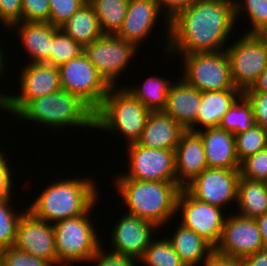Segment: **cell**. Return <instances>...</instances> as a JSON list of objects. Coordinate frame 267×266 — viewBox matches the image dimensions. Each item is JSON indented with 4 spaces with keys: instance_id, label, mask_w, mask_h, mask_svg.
<instances>
[{
    "instance_id": "cell-14",
    "label": "cell",
    "mask_w": 267,
    "mask_h": 266,
    "mask_svg": "<svg viewBox=\"0 0 267 266\" xmlns=\"http://www.w3.org/2000/svg\"><path fill=\"white\" fill-rule=\"evenodd\" d=\"M239 169L207 167L184 188L196 199L223 209L226 204L236 201Z\"/></svg>"
},
{
    "instance_id": "cell-50",
    "label": "cell",
    "mask_w": 267,
    "mask_h": 266,
    "mask_svg": "<svg viewBox=\"0 0 267 266\" xmlns=\"http://www.w3.org/2000/svg\"><path fill=\"white\" fill-rule=\"evenodd\" d=\"M2 54H4V52H3L2 48L0 47V75L2 74V72L4 73V70H6V69H4L5 66H7L5 62H6V60H9V59L5 58L4 55H2ZM0 101H1V95H0Z\"/></svg>"
},
{
    "instance_id": "cell-9",
    "label": "cell",
    "mask_w": 267,
    "mask_h": 266,
    "mask_svg": "<svg viewBox=\"0 0 267 266\" xmlns=\"http://www.w3.org/2000/svg\"><path fill=\"white\" fill-rule=\"evenodd\" d=\"M127 147L129 173L117 179L177 183L175 150L148 148L137 142Z\"/></svg>"
},
{
    "instance_id": "cell-41",
    "label": "cell",
    "mask_w": 267,
    "mask_h": 266,
    "mask_svg": "<svg viewBox=\"0 0 267 266\" xmlns=\"http://www.w3.org/2000/svg\"><path fill=\"white\" fill-rule=\"evenodd\" d=\"M22 0H0V22L3 27L10 28L21 22Z\"/></svg>"
},
{
    "instance_id": "cell-39",
    "label": "cell",
    "mask_w": 267,
    "mask_h": 266,
    "mask_svg": "<svg viewBox=\"0 0 267 266\" xmlns=\"http://www.w3.org/2000/svg\"><path fill=\"white\" fill-rule=\"evenodd\" d=\"M49 0H22L21 22H49Z\"/></svg>"
},
{
    "instance_id": "cell-40",
    "label": "cell",
    "mask_w": 267,
    "mask_h": 266,
    "mask_svg": "<svg viewBox=\"0 0 267 266\" xmlns=\"http://www.w3.org/2000/svg\"><path fill=\"white\" fill-rule=\"evenodd\" d=\"M251 104L255 124L267 130V92H243Z\"/></svg>"
},
{
    "instance_id": "cell-35",
    "label": "cell",
    "mask_w": 267,
    "mask_h": 266,
    "mask_svg": "<svg viewBox=\"0 0 267 266\" xmlns=\"http://www.w3.org/2000/svg\"><path fill=\"white\" fill-rule=\"evenodd\" d=\"M235 7V18L246 12L250 22L251 30L247 34H255L267 25V0H233Z\"/></svg>"
},
{
    "instance_id": "cell-1",
    "label": "cell",
    "mask_w": 267,
    "mask_h": 266,
    "mask_svg": "<svg viewBox=\"0 0 267 266\" xmlns=\"http://www.w3.org/2000/svg\"><path fill=\"white\" fill-rule=\"evenodd\" d=\"M235 23L233 0H196L169 21L166 52L187 55L224 51Z\"/></svg>"
},
{
    "instance_id": "cell-51",
    "label": "cell",
    "mask_w": 267,
    "mask_h": 266,
    "mask_svg": "<svg viewBox=\"0 0 267 266\" xmlns=\"http://www.w3.org/2000/svg\"><path fill=\"white\" fill-rule=\"evenodd\" d=\"M0 266H3V261H2V258H1V254H0Z\"/></svg>"
},
{
    "instance_id": "cell-43",
    "label": "cell",
    "mask_w": 267,
    "mask_h": 266,
    "mask_svg": "<svg viewBox=\"0 0 267 266\" xmlns=\"http://www.w3.org/2000/svg\"><path fill=\"white\" fill-rule=\"evenodd\" d=\"M162 13L165 14L166 18V27L168 32V41H169V21L172 20L179 12L184 9H187L191 4L196 0H154Z\"/></svg>"
},
{
    "instance_id": "cell-31",
    "label": "cell",
    "mask_w": 267,
    "mask_h": 266,
    "mask_svg": "<svg viewBox=\"0 0 267 266\" xmlns=\"http://www.w3.org/2000/svg\"><path fill=\"white\" fill-rule=\"evenodd\" d=\"M146 266H186L167 238L151 240L139 260Z\"/></svg>"
},
{
    "instance_id": "cell-7",
    "label": "cell",
    "mask_w": 267,
    "mask_h": 266,
    "mask_svg": "<svg viewBox=\"0 0 267 266\" xmlns=\"http://www.w3.org/2000/svg\"><path fill=\"white\" fill-rule=\"evenodd\" d=\"M181 77L200 92L239 90L231 78L230 60L226 51L183 55Z\"/></svg>"
},
{
    "instance_id": "cell-32",
    "label": "cell",
    "mask_w": 267,
    "mask_h": 266,
    "mask_svg": "<svg viewBox=\"0 0 267 266\" xmlns=\"http://www.w3.org/2000/svg\"><path fill=\"white\" fill-rule=\"evenodd\" d=\"M236 155L241 163L244 159L267 148V130L254 124L245 132L235 135Z\"/></svg>"
},
{
    "instance_id": "cell-5",
    "label": "cell",
    "mask_w": 267,
    "mask_h": 266,
    "mask_svg": "<svg viewBox=\"0 0 267 266\" xmlns=\"http://www.w3.org/2000/svg\"><path fill=\"white\" fill-rule=\"evenodd\" d=\"M151 111L125 87L111 86L94 112V128L123 135L127 144L137 142Z\"/></svg>"
},
{
    "instance_id": "cell-13",
    "label": "cell",
    "mask_w": 267,
    "mask_h": 266,
    "mask_svg": "<svg viewBox=\"0 0 267 266\" xmlns=\"http://www.w3.org/2000/svg\"><path fill=\"white\" fill-rule=\"evenodd\" d=\"M177 213H182L181 223L193 230L213 248L218 244L226 217L221 208L194 198L182 188L177 198Z\"/></svg>"
},
{
    "instance_id": "cell-28",
    "label": "cell",
    "mask_w": 267,
    "mask_h": 266,
    "mask_svg": "<svg viewBox=\"0 0 267 266\" xmlns=\"http://www.w3.org/2000/svg\"><path fill=\"white\" fill-rule=\"evenodd\" d=\"M171 84L169 80H163L159 76H150L145 79L142 86L136 85L132 88H126L125 86V89L135 96L151 112H157L164 110Z\"/></svg>"
},
{
    "instance_id": "cell-38",
    "label": "cell",
    "mask_w": 267,
    "mask_h": 266,
    "mask_svg": "<svg viewBox=\"0 0 267 266\" xmlns=\"http://www.w3.org/2000/svg\"><path fill=\"white\" fill-rule=\"evenodd\" d=\"M3 266H52L43 258H39L29 253L11 246L0 250Z\"/></svg>"
},
{
    "instance_id": "cell-8",
    "label": "cell",
    "mask_w": 267,
    "mask_h": 266,
    "mask_svg": "<svg viewBox=\"0 0 267 266\" xmlns=\"http://www.w3.org/2000/svg\"><path fill=\"white\" fill-rule=\"evenodd\" d=\"M61 89L77 96L93 112L108 94L110 85L84 53L59 66Z\"/></svg>"
},
{
    "instance_id": "cell-48",
    "label": "cell",
    "mask_w": 267,
    "mask_h": 266,
    "mask_svg": "<svg viewBox=\"0 0 267 266\" xmlns=\"http://www.w3.org/2000/svg\"><path fill=\"white\" fill-rule=\"evenodd\" d=\"M255 220L257 221L261 233L263 247L267 248V212Z\"/></svg>"
},
{
    "instance_id": "cell-24",
    "label": "cell",
    "mask_w": 267,
    "mask_h": 266,
    "mask_svg": "<svg viewBox=\"0 0 267 266\" xmlns=\"http://www.w3.org/2000/svg\"><path fill=\"white\" fill-rule=\"evenodd\" d=\"M243 94L241 90L201 92V106L194 124L188 129L197 132L200 125L206 128L219 127L223 116L233 103Z\"/></svg>"
},
{
    "instance_id": "cell-44",
    "label": "cell",
    "mask_w": 267,
    "mask_h": 266,
    "mask_svg": "<svg viewBox=\"0 0 267 266\" xmlns=\"http://www.w3.org/2000/svg\"><path fill=\"white\" fill-rule=\"evenodd\" d=\"M0 152V199H11L12 178L11 170L5 155Z\"/></svg>"
},
{
    "instance_id": "cell-27",
    "label": "cell",
    "mask_w": 267,
    "mask_h": 266,
    "mask_svg": "<svg viewBox=\"0 0 267 266\" xmlns=\"http://www.w3.org/2000/svg\"><path fill=\"white\" fill-rule=\"evenodd\" d=\"M238 215L256 219L267 212V185L265 181L240 177L237 192Z\"/></svg>"
},
{
    "instance_id": "cell-6",
    "label": "cell",
    "mask_w": 267,
    "mask_h": 266,
    "mask_svg": "<svg viewBox=\"0 0 267 266\" xmlns=\"http://www.w3.org/2000/svg\"><path fill=\"white\" fill-rule=\"evenodd\" d=\"M87 213L53 223L57 264L86 263L101 247L100 240Z\"/></svg>"
},
{
    "instance_id": "cell-11",
    "label": "cell",
    "mask_w": 267,
    "mask_h": 266,
    "mask_svg": "<svg viewBox=\"0 0 267 266\" xmlns=\"http://www.w3.org/2000/svg\"><path fill=\"white\" fill-rule=\"evenodd\" d=\"M138 47L114 34H104L83 47V53L96 67L110 86H115L117 77L128 67Z\"/></svg>"
},
{
    "instance_id": "cell-3",
    "label": "cell",
    "mask_w": 267,
    "mask_h": 266,
    "mask_svg": "<svg viewBox=\"0 0 267 266\" xmlns=\"http://www.w3.org/2000/svg\"><path fill=\"white\" fill-rule=\"evenodd\" d=\"M116 189L127 206L126 212L152 222L158 230L177 213L178 183L117 179Z\"/></svg>"
},
{
    "instance_id": "cell-17",
    "label": "cell",
    "mask_w": 267,
    "mask_h": 266,
    "mask_svg": "<svg viewBox=\"0 0 267 266\" xmlns=\"http://www.w3.org/2000/svg\"><path fill=\"white\" fill-rule=\"evenodd\" d=\"M156 226L147 220L125 213L112 229V253L139 260L153 239ZM155 229V230H154Z\"/></svg>"
},
{
    "instance_id": "cell-10",
    "label": "cell",
    "mask_w": 267,
    "mask_h": 266,
    "mask_svg": "<svg viewBox=\"0 0 267 266\" xmlns=\"http://www.w3.org/2000/svg\"><path fill=\"white\" fill-rule=\"evenodd\" d=\"M225 49L231 69V78L242 92L257 81L267 67V47L256 34H247Z\"/></svg>"
},
{
    "instance_id": "cell-21",
    "label": "cell",
    "mask_w": 267,
    "mask_h": 266,
    "mask_svg": "<svg viewBox=\"0 0 267 266\" xmlns=\"http://www.w3.org/2000/svg\"><path fill=\"white\" fill-rule=\"evenodd\" d=\"M201 129V130H200ZM197 133L204 144L209 168L239 169L236 155L235 135L219 127L200 128Z\"/></svg>"
},
{
    "instance_id": "cell-16",
    "label": "cell",
    "mask_w": 267,
    "mask_h": 266,
    "mask_svg": "<svg viewBox=\"0 0 267 266\" xmlns=\"http://www.w3.org/2000/svg\"><path fill=\"white\" fill-rule=\"evenodd\" d=\"M14 247L30 255L57 264L55 231L53 224L39 220L28 210L19 220Z\"/></svg>"
},
{
    "instance_id": "cell-49",
    "label": "cell",
    "mask_w": 267,
    "mask_h": 266,
    "mask_svg": "<svg viewBox=\"0 0 267 266\" xmlns=\"http://www.w3.org/2000/svg\"><path fill=\"white\" fill-rule=\"evenodd\" d=\"M255 34L263 42V44L267 47V25L264 26L263 28H261Z\"/></svg>"
},
{
    "instance_id": "cell-33",
    "label": "cell",
    "mask_w": 267,
    "mask_h": 266,
    "mask_svg": "<svg viewBox=\"0 0 267 266\" xmlns=\"http://www.w3.org/2000/svg\"><path fill=\"white\" fill-rule=\"evenodd\" d=\"M83 53V47L57 28L52 36L50 59L46 64L60 66Z\"/></svg>"
},
{
    "instance_id": "cell-34",
    "label": "cell",
    "mask_w": 267,
    "mask_h": 266,
    "mask_svg": "<svg viewBox=\"0 0 267 266\" xmlns=\"http://www.w3.org/2000/svg\"><path fill=\"white\" fill-rule=\"evenodd\" d=\"M11 202V199H0V250L14 245L19 220L27 211L18 214L11 209Z\"/></svg>"
},
{
    "instance_id": "cell-37",
    "label": "cell",
    "mask_w": 267,
    "mask_h": 266,
    "mask_svg": "<svg viewBox=\"0 0 267 266\" xmlns=\"http://www.w3.org/2000/svg\"><path fill=\"white\" fill-rule=\"evenodd\" d=\"M87 2L88 0H49V23L59 28Z\"/></svg>"
},
{
    "instance_id": "cell-22",
    "label": "cell",
    "mask_w": 267,
    "mask_h": 266,
    "mask_svg": "<svg viewBox=\"0 0 267 266\" xmlns=\"http://www.w3.org/2000/svg\"><path fill=\"white\" fill-rule=\"evenodd\" d=\"M185 131L163 111L151 112L137 143L148 148L175 150Z\"/></svg>"
},
{
    "instance_id": "cell-25",
    "label": "cell",
    "mask_w": 267,
    "mask_h": 266,
    "mask_svg": "<svg viewBox=\"0 0 267 266\" xmlns=\"http://www.w3.org/2000/svg\"><path fill=\"white\" fill-rule=\"evenodd\" d=\"M178 229L167 237L174 250L186 266H198L207 261L214 248L191 229L178 224Z\"/></svg>"
},
{
    "instance_id": "cell-23",
    "label": "cell",
    "mask_w": 267,
    "mask_h": 266,
    "mask_svg": "<svg viewBox=\"0 0 267 266\" xmlns=\"http://www.w3.org/2000/svg\"><path fill=\"white\" fill-rule=\"evenodd\" d=\"M14 28L30 57L29 63H46L50 59L52 36L58 27L49 22H19L9 29Z\"/></svg>"
},
{
    "instance_id": "cell-46",
    "label": "cell",
    "mask_w": 267,
    "mask_h": 266,
    "mask_svg": "<svg viewBox=\"0 0 267 266\" xmlns=\"http://www.w3.org/2000/svg\"><path fill=\"white\" fill-rule=\"evenodd\" d=\"M242 261L243 266H267V248L244 257Z\"/></svg>"
},
{
    "instance_id": "cell-45",
    "label": "cell",
    "mask_w": 267,
    "mask_h": 266,
    "mask_svg": "<svg viewBox=\"0 0 267 266\" xmlns=\"http://www.w3.org/2000/svg\"><path fill=\"white\" fill-rule=\"evenodd\" d=\"M203 266H243L241 258L229 257L213 251Z\"/></svg>"
},
{
    "instance_id": "cell-2",
    "label": "cell",
    "mask_w": 267,
    "mask_h": 266,
    "mask_svg": "<svg viewBox=\"0 0 267 266\" xmlns=\"http://www.w3.org/2000/svg\"><path fill=\"white\" fill-rule=\"evenodd\" d=\"M92 178H71L49 184L27 210L48 223L74 218L95 208L98 189ZM52 221V222H51Z\"/></svg>"
},
{
    "instance_id": "cell-29",
    "label": "cell",
    "mask_w": 267,
    "mask_h": 266,
    "mask_svg": "<svg viewBox=\"0 0 267 266\" xmlns=\"http://www.w3.org/2000/svg\"><path fill=\"white\" fill-rule=\"evenodd\" d=\"M130 0H88L104 34L116 35L122 28Z\"/></svg>"
},
{
    "instance_id": "cell-4",
    "label": "cell",
    "mask_w": 267,
    "mask_h": 266,
    "mask_svg": "<svg viewBox=\"0 0 267 266\" xmlns=\"http://www.w3.org/2000/svg\"><path fill=\"white\" fill-rule=\"evenodd\" d=\"M15 116L21 121H34L55 130L66 126L94 129V112L64 89L28 101Z\"/></svg>"
},
{
    "instance_id": "cell-20",
    "label": "cell",
    "mask_w": 267,
    "mask_h": 266,
    "mask_svg": "<svg viewBox=\"0 0 267 266\" xmlns=\"http://www.w3.org/2000/svg\"><path fill=\"white\" fill-rule=\"evenodd\" d=\"M200 106L201 92L179 79L169 87L163 112L188 130L194 124Z\"/></svg>"
},
{
    "instance_id": "cell-15",
    "label": "cell",
    "mask_w": 267,
    "mask_h": 266,
    "mask_svg": "<svg viewBox=\"0 0 267 266\" xmlns=\"http://www.w3.org/2000/svg\"><path fill=\"white\" fill-rule=\"evenodd\" d=\"M263 247L257 221L238 215L226 217L218 244L214 251L218 254L241 258L260 251Z\"/></svg>"
},
{
    "instance_id": "cell-42",
    "label": "cell",
    "mask_w": 267,
    "mask_h": 266,
    "mask_svg": "<svg viewBox=\"0 0 267 266\" xmlns=\"http://www.w3.org/2000/svg\"><path fill=\"white\" fill-rule=\"evenodd\" d=\"M135 260L137 259L112 252L104 253L101 246L88 262L95 261V266H136Z\"/></svg>"
},
{
    "instance_id": "cell-36",
    "label": "cell",
    "mask_w": 267,
    "mask_h": 266,
    "mask_svg": "<svg viewBox=\"0 0 267 266\" xmlns=\"http://www.w3.org/2000/svg\"><path fill=\"white\" fill-rule=\"evenodd\" d=\"M240 177L267 181V148L244 159L240 163Z\"/></svg>"
},
{
    "instance_id": "cell-26",
    "label": "cell",
    "mask_w": 267,
    "mask_h": 266,
    "mask_svg": "<svg viewBox=\"0 0 267 266\" xmlns=\"http://www.w3.org/2000/svg\"><path fill=\"white\" fill-rule=\"evenodd\" d=\"M82 47L104 35L93 6L87 2L59 27Z\"/></svg>"
},
{
    "instance_id": "cell-19",
    "label": "cell",
    "mask_w": 267,
    "mask_h": 266,
    "mask_svg": "<svg viewBox=\"0 0 267 266\" xmlns=\"http://www.w3.org/2000/svg\"><path fill=\"white\" fill-rule=\"evenodd\" d=\"M160 13L154 0H130L122 28L116 35L139 47L154 29Z\"/></svg>"
},
{
    "instance_id": "cell-47",
    "label": "cell",
    "mask_w": 267,
    "mask_h": 266,
    "mask_svg": "<svg viewBox=\"0 0 267 266\" xmlns=\"http://www.w3.org/2000/svg\"><path fill=\"white\" fill-rule=\"evenodd\" d=\"M243 92H267V67L259 75L257 81L252 85V87Z\"/></svg>"
},
{
    "instance_id": "cell-30",
    "label": "cell",
    "mask_w": 267,
    "mask_h": 266,
    "mask_svg": "<svg viewBox=\"0 0 267 266\" xmlns=\"http://www.w3.org/2000/svg\"><path fill=\"white\" fill-rule=\"evenodd\" d=\"M254 124L252 106L242 94L223 116L219 128L237 135L245 132Z\"/></svg>"
},
{
    "instance_id": "cell-12",
    "label": "cell",
    "mask_w": 267,
    "mask_h": 266,
    "mask_svg": "<svg viewBox=\"0 0 267 266\" xmlns=\"http://www.w3.org/2000/svg\"><path fill=\"white\" fill-rule=\"evenodd\" d=\"M19 95H1L0 109L15 115L28 101L61 89L59 67L46 63H29L20 74Z\"/></svg>"
},
{
    "instance_id": "cell-18",
    "label": "cell",
    "mask_w": 267,
    "mask_h": 266,
    "mask_svg": "<svg viewBox=\"0 0 267 266\" xmlns=\"http://www.w3.org/2000/svg\"><path fill=\"white\" fill-rule=\"evenodd\" d=\"M177 183L184 188L207 167L204 144L197 132L186 130L175 149Z\"/></svg>"
}]
</instances>
